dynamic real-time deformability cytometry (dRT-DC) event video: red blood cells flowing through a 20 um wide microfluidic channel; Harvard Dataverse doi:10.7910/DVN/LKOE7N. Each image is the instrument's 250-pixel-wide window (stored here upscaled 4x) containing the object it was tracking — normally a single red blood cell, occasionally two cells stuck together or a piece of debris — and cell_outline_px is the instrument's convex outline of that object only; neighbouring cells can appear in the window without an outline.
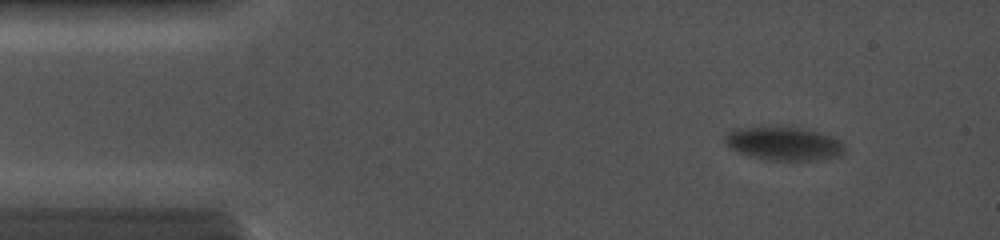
{"species": "common noctule bat (a hibernating species)", "species_latin": "Nyctalus noctula", "temperature_condition": "cold", "stored_images_in_passage": 31, "camera_frame_rate_fps": 5000, "um_per_image_px": 0.085, "animal": {"sex": "female", "body_mass_g": 19.0, "forearm_length_mm": 56.7}, "frame": {"image": 1, "passage_image": 2, "time_ms": 0.8, "image_size_px": [1000, 240], "cell_outline_px": [[844, 152], [840, 156], [812, 160], [772, 160], [752, 156], [736, 152], [728, 148], [724, 144], [724, 136], [728, 132], [736, 128], [800, 128], [820, 132], [840, 140], [844, 144]], "centroid_in_image_um": [66.6, 12.22], "position_along_channel_um": 18.4, "area_um2": 23.06}}
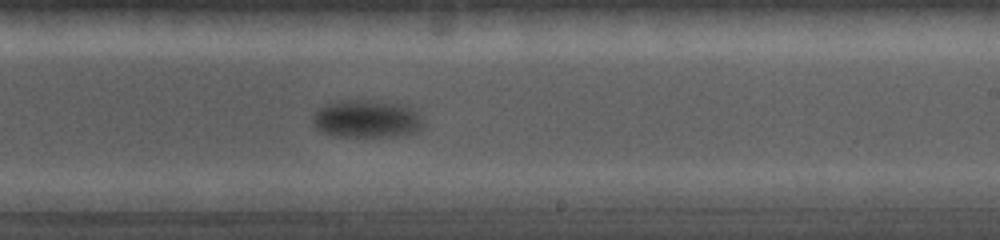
{"frame": {"image": 2, "passage_image": 21, "time_ms": 8.8, "image_size_px": [1000, 240], "cell_outline_px": [[424, 128], [416, 132], [404, 136], [336, 136], [324, 132], [316, 128], [312, 124], [312, 120], [316, 112], [320, 108], [328, 104], [340, 100], [364, 100], [408, 104], [416, 108], [424, 124]], "centroid_in_image_um": [31.26, 10.1], "position_along_channel_um": 257.7, "area_um2": 24.62}}
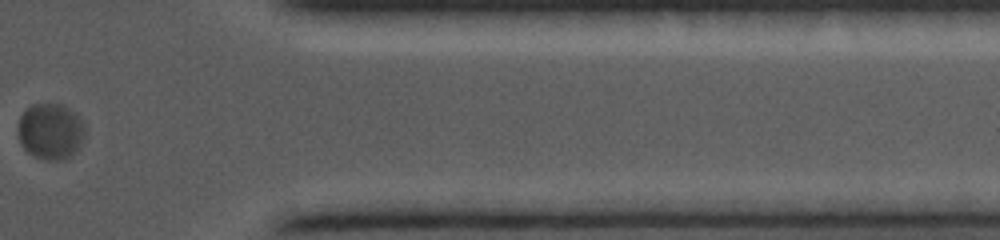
{"frame": {"image": 3, "passage_image": 29, "time_ms": 12.8, "image_size_px": [1000, 240], "cell_outline_px": [[84, 140], [72, 156], [60, 160], [48, 160], [36, 156], [28, 152], [20, 144], [16, 128], [20, 116], [32, 104], [60, 104], [76, 112], [84, 128]], "centroid_in_image_um": [4.28, 11.17], "position_along_channel_um": 407.1, "area_um2": 21.96}}